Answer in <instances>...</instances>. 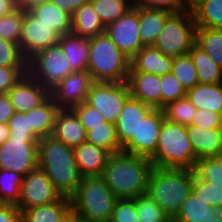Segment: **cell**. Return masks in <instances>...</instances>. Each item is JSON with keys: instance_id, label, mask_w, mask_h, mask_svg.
I'll use <instances>...</instances> for the list:
<instances>
[{"instance_id": "obj_1", "label": "cell", "mask_w": 222, "mask_h": 222, "mask_svg": "<svg viewBox=\"0 0 222 222\" xmlns=\"http://www.w3.org/2000/svg\"><path fill=\"white\" fill-rule=\"evenodd\" d=\"M152 168L150 158L120 151L109 156L101 177L118 199H135L147 193Z\"/></svg>"}, {"instance_id": "obj_2", "label": "cell", "mask_w": 222, "mask_h": 222, "mask_svg": "<svg viewBox=\"0 0 222 222\" xmlns=\"http://www.w3.org/2000/svg\"><path fill=\"white\" fill-rule=\"evenodd\" d=\"M38 166L45 171L62 197L71 198L76 193L82 176L73 148L53 136L41 138L38 141Z\"/></svg>"}, {"instance_id": "obj_3", "label": "cell", "mask_w": 222, "mask_h": 222, "mask_svg": "<svg viewBox=\"0 0 222 222\" xmlns=\"http://www.w3.org/2000/svg\"><path fill=\"white\" fill-rule=\"evenodd\" d=\"M193 183L192 169L153 167L146 194L174 218L192 192Z\"/></svg>"}, {"instance_id": "obj_4", "label": "cell", "mask_w": 222, "mask_h": 222, "mask_svg": "<svg viewBox=\"0 0 222 222\" xmlns=\"http://www.w3.org/2000/svg\"><path fill=\"white\" fill-rule=\"evenodd\" d=\"M70 199L79 222H109L118 198L101 176H83Z\"/></svg>"}, {"instance_id": "obj_5", "label": "cell", "mask_w": 222, "mask_h": 222, "mask_svg": "<svg viewBox=\"0 0 222 222\" xmlns=\"http://www.w3.org/2000/svg\"><path fill=\"white\" fill-rule=\"evenodd\" d=\"M130 59L103 32L89 39L87 71L93 81L127 82Z\"/></svg>"}, {"instance_id": "obj_6", "label": "cell", "mask_w": 222, "mask_h": 222, "mask_svg": "<svg viewBox=\"0 0 222 222\" xmlns=\"http://www.w3.org/2000/svg\"><path fill=\"white\" fill-rule=\"evenodd\" d=\"M196 160L186 126L164 119L156 152L150 158L153 167L193 169Z\"/></svg>"}, {"instance_id": "obj_7", "label": "cell", "mask_w": 222, "mask_h": 222, "mask_svg": "<svg viewBox=\"0 0 222 222\" xmlns=\"http://www.w3.org/2000/svg\"><path fill=\"white\" fill-rule=\"evenodd\" d=\"M197 26L190 9L173 13L153 45L165 55L183 56L188 54L196 41Z\"/></svg>"}, {"instance_id": "obj_8", "label": "cell", "mask_w": 222, "mask_h": 222, "mask_svg": "<svg viewBox=\"0 0 222 222\" xmlns=\"http://www.w3.org/2000/svg\"><path fill=\"white\" fill-rule=\"evenodd\" d=\"M60 43L35 53L27 60V73L49 92L73 71Z\"/></svg>"}, {"instance_id": "obj_9", "label": "cell", "mask_w": 222, "mask_h": 222, "mask_svg": "<svg viewBox=\"0 0 222 222\" xmlns=\"http://www.w3.org/2000/svg\"><path fill=\"white\" fill-rule=\"evenodd\" d=\"M131 97L127 82L94 81L86 103L97 109L106 122L116 124L126 101Z\"/></svg>"}, {"instance_id": "obj_10", "label": "cell", "mask_w": 222, "mask_h": 222, "mask_svg": "<svg viewBox=\"0 0 222 222\" xmlns=\"http://www.w3.org/2000/svg\"><path fill=\"white\" fill-rule=\"evenodd\" d=\"M38 141L37 138L9 137L0 146V169L26 176L38 166Z\"/></svg>"}, {"instance_id": "obj_11", "label": "cell", "mask_w": 222, "mask_h": 222, "mask_svg": "<svg viewBox=\"0 0 222 222\" xmlns=\"http://www.w3.org/2000/svg\"><path fill=\"white\" fill-rule=\"evenodd\" d=\"M61 198L45 171L37 166L23 177L20 198L16 206L22 212L28 208L53 203Z\"/></svg>"}, {"instance_id": "obj_12", "label": "cell", "mask_w": 222, "mask_h": 222, "mask_svg": "<svg viewBox=\"0 0 222 222\" xmlns=\"http://www.w3.org/2000/svg\"><path fill=\"white\" fill-rule=\"evenodd\" d=\"M165 119L163 109H152L139 123L136 135L122 147V151L151 158L156 152L160 130Z\"/></svg>"}, {"instance_id": "obj_13", "label": "cell", "mask_w": 222, "mask_h": 222, "mask_svg": "<svg viewBox=\"0 0 222 222\" xmlns=\"http://www.w3.org/2000/svg\"><path fill=\"white\" fill-rule=\"evenodd\" d=\"M139 6L105 27V33L131 59L143 46L139 37Z\"/></svg>"}, {"instance_id": "obj_14", "label": "cell", "mask_w": 222, "mask_h": 222, "mask_svg": "<svg viewBox=\"0 0 222 222\" xmlns=\"http://www.w3.org/2000/svg\"><path fill=\"white\" fill-rule=\"evenodd\" d=\"M60 35L51 26L41 23L23 9V22L19 47L28 60L38 51L59 42Z\"/></svg>"}, {"instance_id": "obj_15", "label": "cell", "mask_w": 222, "mask_h": 222, "mask_svg": "<svg viewBox=\"0 0 222 222\" xmlns=\"http://www.w3.org/2000/svg\"><path fill=\"white\" fill-rule=\"evenodd\" d=\"M93 82L87 70L74 71L50 91V96L60 109H72L86 102Z\"/></svg>"}, {"instance_id": "obj_16", "label": "cell", "mask_w": 222, "mask_h": 222, "mask_svg": "<svg viewBox=\"0 0 222 222\" xmlns=\"http://www.w3.org/2000/svg\"><path fill=\"white\" fill-rule=\"evenodd\" d=\"M7 95L15 112L26 113L43 103L50 96V92L27 73L8 91Z\"/></svg>"}, {"instance_id": "obj_17", "label": "cell", "mask_w": 222, "mask_h": 222, "mask_svg": "<svg viewBox=\"0 0 222 222\" xmlns=\"http://www.w3.org/2000/svg\"><path fill=\"white\" fill-rule=\"evenodd\" d=\"M131 97L153 109H161V76L146 72H129L127 80Z\"/></svg>"}, {"instance_id": "obj_18", "label": "cell", "mask_w": 222, "mask_h": 222, "mask_svg": "<svg viewBox=\"0 0 222 222\" xmlns=\"http://www.w3.org/2000/svg\"><path fill=\"white\" fill-rule=\"evenodd\" d=\"M174 56L165 55L154 46H143L131 59L129 72H146L156 75L170 73Z\"/></svg>"}, {"instance_id": "obj_19", "label": "cell", "mask_w": 222, "mask_h": 222, "mask_svg": "<svg viewBox=\"0 0 222 222\" xmlns=\"http://www.w3.org/2000/svg\"><path fill=\"white\" fill-rule=\"evenodd\" d=\"M186 129L197 159L222 155V128L207 129L190 125Z\"/></svg>"}, {"instance_id": "obj_20", "label": "cell", "mask_w": 222, "mask_h": 222, "mask_svg": "<svg viewBox=\"0 0 222 222\" xmlns=\"http://www.w3.org/2000/svg\"><path fill=\"white\" fill-rule=\"evenodd\" d=\"M149 105L140 100L130 97L119 115L115 124L117 137L123 147L132 137L136 135L140 121L152 110Z\"/></svg>"}, {"instance_id": "obj_21", "label": "cell", "mask_w": 222, "mask_h": 222, "mask_svg": "<svg viewBox=\"0 0 222 222\" xmlns=\"http://www.w3.org/2000/svg\"><path fill=\"white\" fill-rule=\"evenodd\" d=\"M86 133L85 128L72 109L59 110L52 134L56 140L74 149L86 142Z\"/></svg>"}, {"instance_id": "obj_22", "label": "cell", "mask_w": 222, "mask_h": 222, "mask_svg": "<svg viewBox=\"0 0 222 222\" xmlns=\"http://www.w3.org/2000/svg\"><path fill=\"white\" fill-rule=\"evenodd\" d=\"M80 175L101 176L111 153L94 144L84 142L73 149Z\"/></svg>"}, {"instance_id": "obj_23", "label": "cell", "mask_w": 222, "mask_h": 222, "mask_svg": "<svg viewBox=\"0 0 222 222\" xmlns=\"http://www.w3.org/2000/svg\"><path fill=\"white\" fill-rule=\"evenodd\" d=\"M174 219L178 222H222V207L207 205L192 191Z\"/></svg>"}, {"instance_id": "obj_24", "label": "cell", "mask_w": 222, "mask_h": 222, "mask_svg": "<svg viewBox=\"0 0 222 222\" xmlns=\"http://www.w3.org/2000/svg\"><path fill=\"white\" fill-rule=\"evenodd\" d=\"M173 13L163 9L139 6V37L142 46H153L166 20Z\"/></svg>"}, {"instance_id": "obj_25", "label": "cell", "mask_w": 222, "mask_h": 222, "mask_svg": "<svg viewBox=\"0 0 222 222\" xmlns=\"http://www.w3.org/2000/svg\"><path fill=\"white\" fill-rule=\"evenodd\" d=\"M27 11L41 23L51 26L60 36L71 32L72 16L57 8L50 0L33 4Z\"/></svg>"}, {"instance_id": "obj_26", "label": "cell", "mask_w": 222, "mask_h": 222, "mask_svg": "<svg viewBox=\"0 0 222 222\" xmlns=\"http://www.w3.org/2000/svg\"><path fill=\"white\" fill-rule=\"evenodd\" d=\"M59 110L53 98L49 96L38 107L26 112V115H29L30 128H33V134L38 140L52 136Z\"/></svg>"}, {"instance_id": "obj_27", "label": "cell", "mask_w": 222, "mask_h": 222, "mask_svg": "<svg viewBox=\"0 0 222 222\" xmlns=\"http://www.w3.org/2000/svg\"><path fill=\"white\" fill-rule=\"evenodd\" d=\"M59 43L68 56L70 69L74 71H86L89 61V39L72 32L60 36Z\"/></svg>"}, {"instance_id": "obj_28", "label": "cell", "mask_w": 222, "mask_h": 222, "mask_svg": "<svg viewBox=\"0 0 222 222\" xmlns=\"http://www.w3.org/2000/svg\"><path fill=\"white\" fill-rule=\"evenodd\" d=\"M71 199H61L21 212V222H60L71 212Z\"/></svg>"}, {"instance_id": "obj_29", "label": "cell", "mask_w": 222, "mask_h": 222, "mask_svg": "<svg viewBox=\"0 0 222 222\" xmlns=\"http://www.w3.org/2000/svg\"><path fill=\"white\" fill-rule=\"evenodd\" d=\"M186 97L197 110L207 109L222 115V83H197L187 90Z\"/></svg>"}, {"instance_id": "obj_30", "label": "cell", "mask_w": 222, "mask_h": 222, "mask_svg": "<svg viewBox=\"0 0 222 222\" xmlns=\"http://www.w3.org/2000/svg\"><path fill=\"white\" fill-rule=\"evenodd\" d=\"M71 32L88 39L105 32V26L90 0L73 13Z\"/></svg>"}, {"instance_id": "obj_31", "label": "cell", "mask_w": 222, "mask_h": 222, "mask_svg": "<svg viewBox=\"0 0 222 222\" xmlns=\"http://www.w3.org/2000/svg\"><path fill=\"white\" fill-rule=\"evenodd\" d=\"M190 10L197 27L222 30V0H196Z\"/></svg>"}, {"instance_id": "obj_32", "label": "cell", "mask_w": 222, "mask_h": 222, "mask_svg": "<svg viewBox=\"0 0 222 222\" xmlns=\"http://www.w3.org/2000/svg\"><path fill=\"white\" fill-rule=\"evenodd\" d=\"M188 54L195 64L199 83H222V68L202 48L195 43Z\"/></svg>"}, {"instance_id": "obj_33", "label": "cell", "mask_w": 222, "mask_h": 222, "mask_svg": "<svg viewBox=\"0 0 222 222\" xmlns=\"http://www.w3.org/2000/svg\"><path fill=\"white\" fill-rule=\"evenodd\" d=\"M195 43L222 68V30L197 27Z\"/></svg>"}, {"instance_id": "obj_34", "label": "cell", "mask_w": 222, "mask_h": 222, "mask_svg": "<svg viewBox=\"0 0 222 222\" xmlns=\"http://www.w3.org/2000/svg\"><path fill=\"white\" fill-rule=\"evenodd\" d=\"M86 142L101 147L111 154L122 151L115 124L104 122V126L92 127L86 133Z\"/></svg>"}, {"instance_id": "obj_35", "label": "cell", "mask_w": 222, "mask_h": 222, "mask_svg": "<svg viewBox=\"0 0 222 222\" xmlns=\"http://www.w3.org/2000/svg\"><path fill=\"white\" fill-rule=\"evenodd\" d=\"M95 13L106 27L124 15L133 5V0H90Z\"/></svg>"}, {"instance_id": "obj_36", "label": "cell", "mask_w": 222, "mask_h": 222, "mask_svg": "<svg viewBox=\"0 0 222 222\" xmlns=\"http://www.w3.org/2000/svg\"><path fill=\"white\" fill-rule=\"evenodd\" d=\"M197 179L211 186L222 187V155L210 158H198L192 169Z\"/></svg>"}, {"instance_id": "obj_37", "label": "cell", "mask_w": 222, "mask_h": 222, "mask_svg": "<svg viewBox=\"0 0 222 222\" xmlns=\"http://www.w3.org/2000/svg\"><path fill=\"white\" fill-rule=\"evenodd\" d=\"M23 176L17 172L0 169V203L17 204Z\"/></svg>"}, {"instance_id": "obj_38", "label": "cell", "mask_w": 222, "mask_h": 222, "mask_svg": "<svg viewBox=\"0 0 222 222\" xmlns=\"http://www.w3.org/2000/svg\"><path fill=\"white\" fill-rule=\"evenodd\" d=\"M165 119L183 126H190L197 112L196 107L185 96L163 108Z\"/></svg>"}, {"instance_id": "obj_39", "label": "cell", "mask_w": 222, "mask_h": 222, "mask_svg": "<svg viewBox=\"0 0 222 222\" xmlns=\"http://www.w3.org/2000/svg\"><path fill=\"white\" fill-rule=\"evenodd\" d=\"M171 72L186 91L199 83L195 64L189 54L175 56Z\"/></svg>"}, {"instance_id": "obj_40", "label": "cell", "mask_w": 222, "mask_h": 222, "mask_svg": "<svg viewBox=\"0 0 222 222\" xmlns=\"http://www.w3.org/2000/svg\"><path fill=\"white\" fill-rule=\"evenodd\" d=\"M23 22V9H16L0 17V38L19 45Z\"/></svg>"}, {"instance_id": "obj_41", "label": "cell", "mask_w": 222, "mask_h": 222, "mask_svg": "<svg viewBox=\"0 0 222 222\" xmlns=\"http://www.w3.org/2000/svg\"><path fill=\"white\" fill-rule=\"evenodd\" d=\"M136 210L140 222H166L169 217L147 194L136 197Z\"/></svg>"}, {"instance_id": "obj_42", "label": "cell", "mask_w": 222, "mask_h": 222, "mask_svg": "<svg viewBox=\"0 0 222 222\" xmlns=\"http://www.w3.org/2000/svg\"><path fill=\"white\" fill-rule=\"evenodd\" d=\"M186 92L172 72L161 75V109L169 103L185 97Z\"/></svg>"}, {"instance_id": "obj_43", "label": "cell", "mask_w": 222, "mask_h": 222, "mask_svg": "<svg viewBox=\"0 0 222 222\" xmlns=\"http://www.w3.org/2000/svg\"><path fill=\"white\" fill-rule=\"evenodd\" d=\"M0 66L27 67V59L18 44L0 38Z\"/></svg>"}, {"instance_id": "obj_44", "label": "cell", "mask_w": 222, "mask_h": 222, "mask_svg": "<svg viewBox=\"0 0 222 222\" xmlns=\"http://www.w3.org/2000/svg\"><path fill=\"white\" fill-rule=\"evenodd\" d=\"M192 191L209 206L222 207V187L211 186L204 180L197 179L194 175Z\"/></svg>"}, {"instance_id": "obj_45", "label": "cell", "mask_w": 222, "mask_h": 222, "mask_svg": "<svg viewBox=\"0 0 222 222\" xmlns=\"http://www.w3.org/2000/svg\"><path fill=\"white\" fill-rule=\"evenodd\" d=\"M109 222H140L135 199H117Z\"/></svg>"}, {"instance_id": "obj_46", "label": "cell", "mask_w": 222, "mask_h": 222, "mask_svg": "<svg viewBox=\"0 0 222 222\" xmlns=\"http://www.w3.org/2000/svg\"><path fill=\"white\" fill-rule=\"evenodd\" d=\"M72 110L78 116L86 132L92 127L104 126V122H106L104 116L86 102L74 106Z\"/></svg>"}, {"instance_id": "obj_47", "label": "cell", "mask_w": 222, "mask_h": 222, "mask_svg": "<svg viewBox=\"0 0 222 222\" xmlns=\"http://www.w3.org/2000/svg\"><path fill=\"white\" fill-rule=\"evenodd\" d=\"M10 136L19 138H36L33 128H30L29 115L22 112H15L8 122Z\"/></svg>"}, {"instance_id": "obj_48", "label": "cell", "mask_w": 222, "mask_h": 222, "mask_svg": "<svg viewBox=\"0 0 222 222\" xmlns=\"http://www.w3.org/2000/svg\"><path fill=\"white\" fill-rule=\"evenodd\" d=\"M133 5L178 13L190 9L184 0H133Z\"/></svg>"}, {"instance_id": "obj_49", "label": "cell", "mask_w": 222, "mask_h": 222, "mask_svg": "<svg viewBox=\"0 0 222 222\" xmlns=\"http://www.w3.org/2000/svg\"><path fill=\"white\" fill-rule=\"evenodd\" d=\"M25 74L27 67L0 66V94H7Z\"/></svg>"}, {"instance_id": "obj_50", "label": "cell", "mask_w": 222, "mask_h": 222, "mask_svg": "<svg viewBox=\"0 0 222 222\" xmlns=\"http://www.w3.org/2000/svg\"><path fill=\"white\" fill-rule=\"evenodd\" d=\"M191 125L202 128H222V115L212 110H197Z\"/></svg>"}, {"instance_id": "obj_51", "label": "cell", "mask_w": 222, "mask_h": 222, "mask_svg": "<svg viewBox=\"0 0 222 222\" xmlns=\"http://www.w3.org/2000/svg\"><path fill=\"white\" fill-rule=\"evenodd\" d=\"M0 222H21V211L15 204H0Z\"/></svg>"}, {"instance_id": "obj_52", "label": "cell", "mask_w": 222, "mask_h": 222, "mask_svg": "<svg viewBox=\"0 0 222 222\" xmlns=\"http://www.w3.org/2000/svg\"><path fill=\"white\" fill-rule=\"evenodd\" d=\"M15 110L7 94H0V123H8Z\"/></svg>"}, {"instance_id": "obj_53", "label": "cell", "mask_w": 222, "mask_h": 222, "mask_svg": "<svg viewBox=\"0 0 222 222\" xmlns=\"http://www.w3.org/2000/svg\"><path fill=\"white\" fill-rule=\"evenodd\" d=\"M57 8L67 12L71 16L73 13L89 0H50Z\"/></svg>"}, {"instance_id": "obj_54", "label": "cell", "mask_w": 222, "mask_h": 222, "mask_svg": "<svg viewBox=\"0 0 222 222\" xmlns=\"http://www.w3.org/2000/svg\"><path fill=\"white\" fill-rule=\"evenodd\" d=\"M17 8L13 4V0H0V17L10 14Z\"/></svg>"}, {"instance_id": "obj_55", "label": "cell", "mask_w": 222, "mask_h": 222, "mask_svg": "<svg viewBox=\"0 0 222 222\" xmlns=\"http://www.w3.org/2000/svg\"><path fill=\"white\" fill-rule=\"evenodd\" d=\"M10 136V130L8 123H0V146L8 140Z\"/></svg>"}, {"instance_id": "obj_56", "label": "cell", "mask_w": 222, "mask_h": 222, "mask_svg": "<svg viewBox=\"0 0 222 222\" xmlns=\"http://www.w3.org/2000/svg\"><path fill=\"white\" fill-rule=\"evenodd\" d=\"M13 4L17 9L27 10L29 7L35 4V0H13Z\"/></svg>"}, {"instance_id": "obj_57", "label": "cell", "mask_w": 222, "mask_h": 222, "mask_svg": "<svg viewBox=\"0 0 222 222\" xmlns=\"http://www.w3.org/2000/svg\"><path fill=\"white\" fill-rule=\"evenodd\" d=\"M60 222H79L76 216L71 211L62 221Z\"/></svg>"}, {"instance_id": "obj_58", "label": "cell", "mask_w": 222, "mask_h": 222, "mask_svg": "<svg viewBox=\"0 0 222 222\" xmlns=\"http://www.w3.org/2000/svg\"><path fill=\"white\" fill-rule=\"evenodd\" d=\"M189 6H191L196 0H184Z\"/></svg>"}, {"instance_id": "obj_59", "label": "cell", "mask_w": 222, "mask_h": 222, "mask_svg": "<svg viewBox=\"0 0 222 222\" xmlns=\"http://www.w3.org/2000/svg\"><path fill=\"white\" fill-rule=\"evenodd\" d=\"M166 222H178V221L174 218H169Z\"/></svg>"}, {"instance_id": "obj_60", "label": "cell", "mask_w": 222, "mask_h": 222, "mask_svg": "<svg viewBox=\"0 0 222 222\" xmlns=\"http://www.w3.org/2000/svg\"><path fill=\"white\" fill-rule=\"evenodd\" d=\"M44 1H47V0H35V4L41 3V2H44Z\"/></svg>"}]
</instances>
